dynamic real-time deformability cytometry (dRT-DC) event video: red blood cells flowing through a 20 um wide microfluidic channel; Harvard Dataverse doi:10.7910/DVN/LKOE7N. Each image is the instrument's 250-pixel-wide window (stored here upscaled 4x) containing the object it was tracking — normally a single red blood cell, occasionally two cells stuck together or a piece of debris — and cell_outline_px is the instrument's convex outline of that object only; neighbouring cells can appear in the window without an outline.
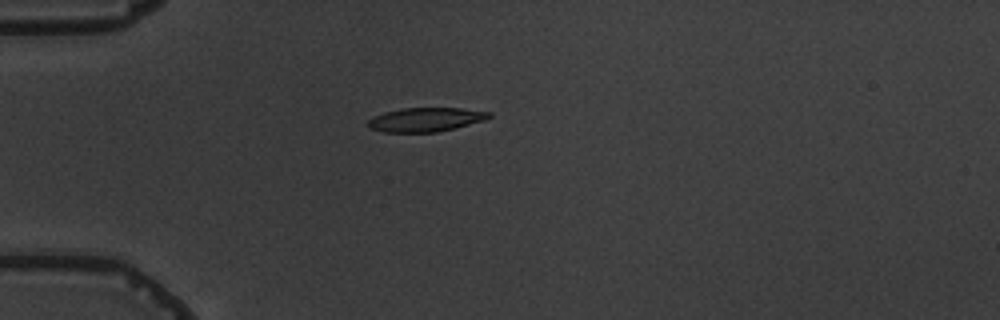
{"species": "common noctule bat (a hibernating species)", "species_latin": "Nyctalus noctula", "temperature_condition": "warm", "stored_images_in_passage": 8, "camera_frame_rate_fps": 3000, "um_per_image_px": 0.085, "animal": {"sex": "male", "body_mass_g": 19.5, "forearm_length_mm": 54.6}, "frame": {"image": 1, "passage_image": 5, "time_ms": 4.667, "image_size_px": [1000, 320], "cell_outline_px": [[492, 116], [484, 120], [436, 132], [384, 132], [368, 128], [368, 120], [372, 116], [384, 112], [404, 108], [460, 108], [492, 112]], "centroid_in_image_um": [36.14, 10.16], "position_along_channel_um": 48.9, "area_um2": 16.82}}
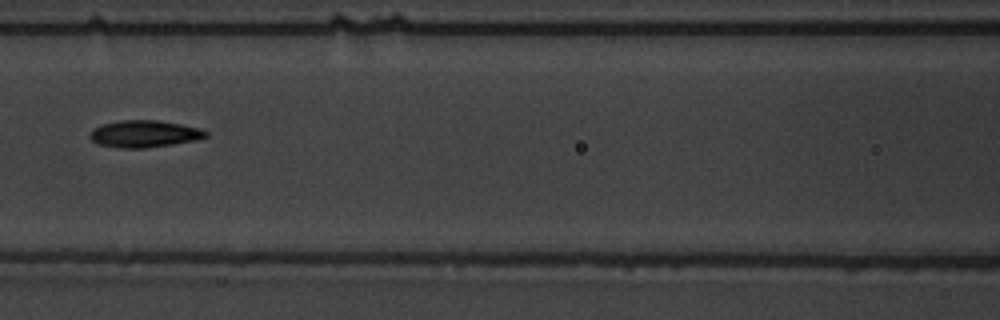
{"frame": {"image": 2, "passage_image": 8, "time_ms": 8.0, "image_size_px": [1000, 320], "cell_outline_px": [[208, 136], [196, 140], [172, 144], [144, 148], [120, 148], [96, 144], [88, 136], [92, 128], [104, 124], [120, 120], [156, 120], [180, 124], [200, 128], [208, 132]], "centroid_in_image_um": [12.24, 11.38], "position_along_channel_um": 154.4, "area_um2": 18.26}}